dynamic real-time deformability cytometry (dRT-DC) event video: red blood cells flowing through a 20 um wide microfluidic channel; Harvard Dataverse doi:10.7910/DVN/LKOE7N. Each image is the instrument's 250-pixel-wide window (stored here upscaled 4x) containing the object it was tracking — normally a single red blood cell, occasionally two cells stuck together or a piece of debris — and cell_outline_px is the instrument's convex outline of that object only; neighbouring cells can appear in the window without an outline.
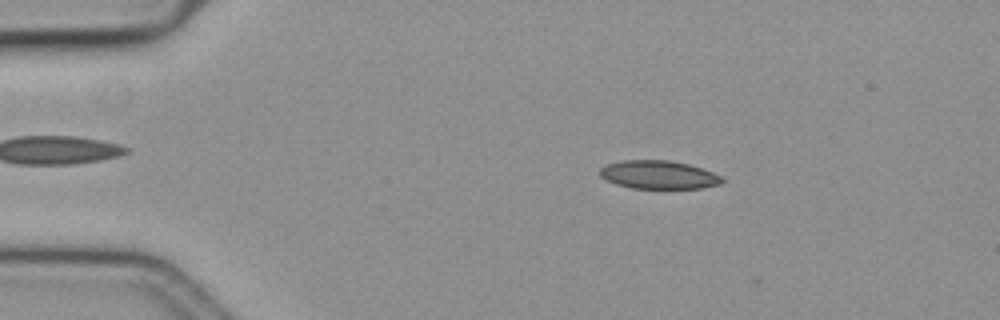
{"species": "common noctule bat (a hibernating species)", "species_latin": "Nyctalus noctula", "temperature_condition": "cold", "stored_images_in_passage": 57, "camera_frame_rate_fps": 3000, "um_per_image_px": 0.085, "animal": {"sex": "female", "body_mass_g": 19.3, "forearm_length_mm": 54.1}, "frame": {"image": 1, "passage_image": 10, "time_ms": 3.0, "image_size_px": [1000, 320], "cell_outline_px": [[724, 180], [720, 184], [700, 188], [632, 188], [616, 184], [600, 176], [600, 168], [608, 164], [620, 160], [668, 160], [688, 164], [712, 172], [720, 176]], "centroid_in_image_um": [55.96, 14.85], "position_along_channel_um": 29.0, "area_um2": 19.94}}
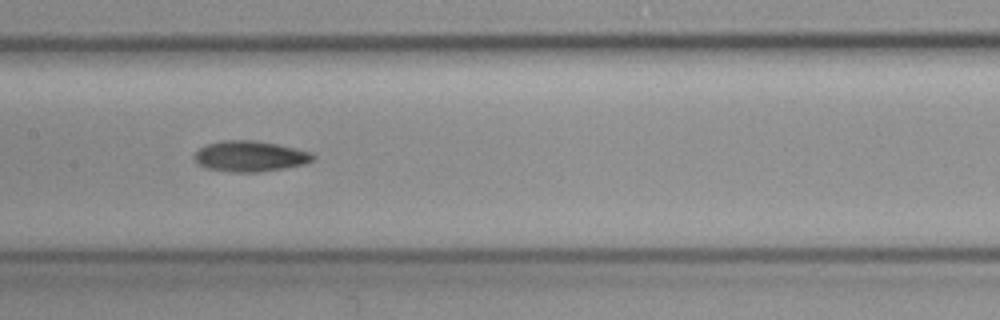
{"frame": {"image": 2, "passage_image": 28, "time_ms": 9.0, "image_size_px": [1000, 320], "cell_outline_px": [[312, 160], [304, 164], [284, 168], [256, 172], [232, 172], [208, 168], [200, 164], [192, 156], [204, 144], [220, 140], [256, 140], [276, 144], [308, 152], [312, 156]], "centroid_in_image_um": [21.17, 13.27], "position_along_channel_um": 186.2, "area_um2": 20.87}}
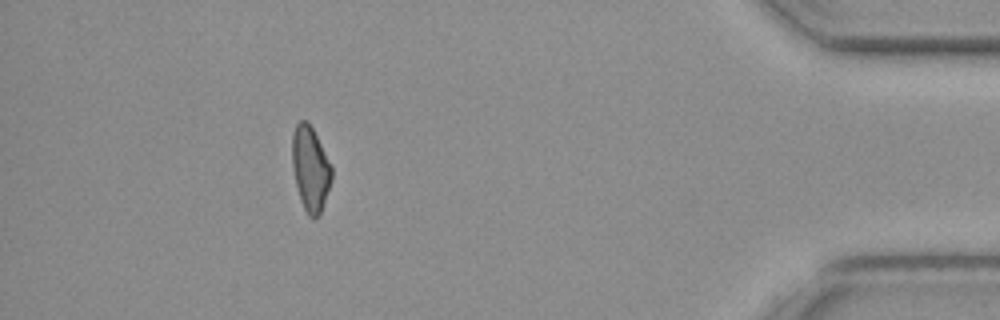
{"frame": {"image": 3, "passage_image": 51, "time_ms": 16.667, "image_size_px": [1000, 320], "cell_outline_px": [[332, 180], [320, 212], [316, 216], [308, 216], [300, 200], [296, 184], [292, 164], [292, 132], [296, 124], [300, 120], [308, 120], [332, 168]], "centroid_in_image_um": [26.36, 14.3], "position_along_channel_um": 408.8, "area_um2": 19.13}}